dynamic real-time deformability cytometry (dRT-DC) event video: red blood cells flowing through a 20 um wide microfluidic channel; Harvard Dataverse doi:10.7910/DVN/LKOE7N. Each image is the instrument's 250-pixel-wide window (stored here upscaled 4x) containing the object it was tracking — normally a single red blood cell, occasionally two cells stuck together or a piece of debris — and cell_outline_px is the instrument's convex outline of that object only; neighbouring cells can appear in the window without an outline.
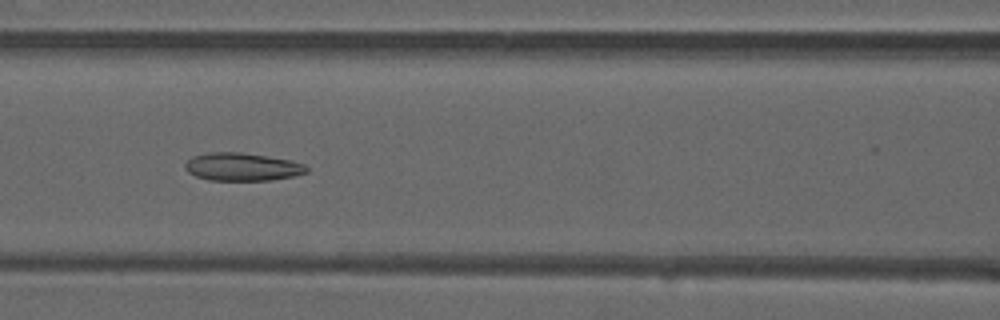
{"species": "common noctule bat (a hibernating species)", "species_latin": "Nyctalus noctula", "temperature_condition": "warm", "stored_images_in_passage": 35, "camera_frame_rate_fps": 3000, "um_per_image_px": 0.085, "animal": {"sex": "male", "forearm_length_mm": 52.5}, "frame": {"image": 1, "passage_image": 7, "time_ms": 2.0, "image_size_px": [1000, 320], "cell_outline_px": [[308, 172], [296, 176], [272, 180], [208, 180], [196, 176], [188, 172], [184, 168], [184, 164], [192, 156], [208, 152], [240, 152], [292, 160], [304, 164], [308, 168]], "centroid_in_image_um": [20.59, 14.18], "position_along_channel_um": 146.0, "area_um2": 19.94}}
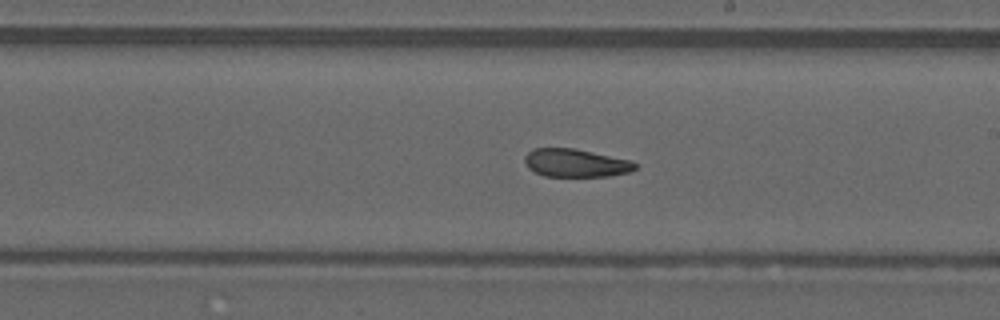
{"frame": {"image": 2, "passage_image": 14, "time_ms": 4.333, "image_size_px": [1000, 320], "cell_outline_px": [[636, 168], [628, 172], [612, 176], [544, 176], [528, 168], [524, 160], [524, 156], [532, 148], [576, 148], [632, 160], [636, 164]], "centroid_in_image_um": [48.94, 13.84], "position_along_channel_um": 240.1, "area_um2": 18.21}}
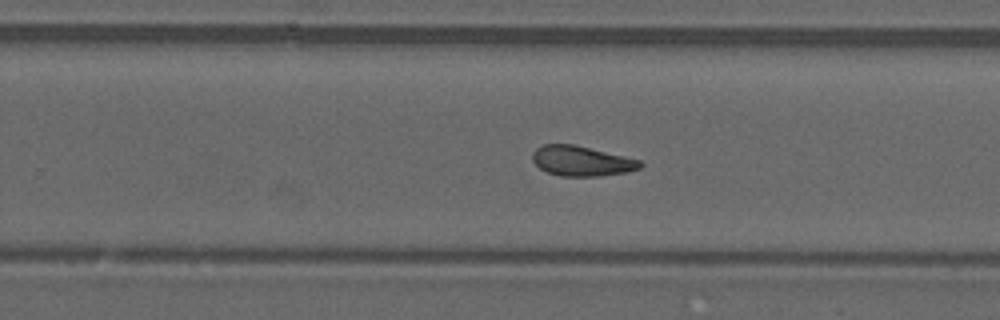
{"frame": {"image": 3, "passage_image": 17, "time_ms": 5.333, "image_size_px": [1000, 320], "cell_outline_px": [[644, 164], [640, 168], [628, 172], [600, 176], [560, 176], [548, 172], [540, 168], [532, 160], [532, 152], [536, 148], [544, 144], [572, 144], [624, 156], [640, 160]], "centroid_in_image_um": [49.43, 13.69], "position_along_channel_um": 280.4, "area_um2": 18.79}, "authors_computed_cell_mechanics": {"area_um2": 19.1318, "velocity_mm_per_s": 4.0499, "shape_relaxation_time_tau1_ms": null, "shape_relaxation_time_tau2_ms": 4.5666, "deformation_change_tau1": null, "deformation_change_tau2": 0.1188}}